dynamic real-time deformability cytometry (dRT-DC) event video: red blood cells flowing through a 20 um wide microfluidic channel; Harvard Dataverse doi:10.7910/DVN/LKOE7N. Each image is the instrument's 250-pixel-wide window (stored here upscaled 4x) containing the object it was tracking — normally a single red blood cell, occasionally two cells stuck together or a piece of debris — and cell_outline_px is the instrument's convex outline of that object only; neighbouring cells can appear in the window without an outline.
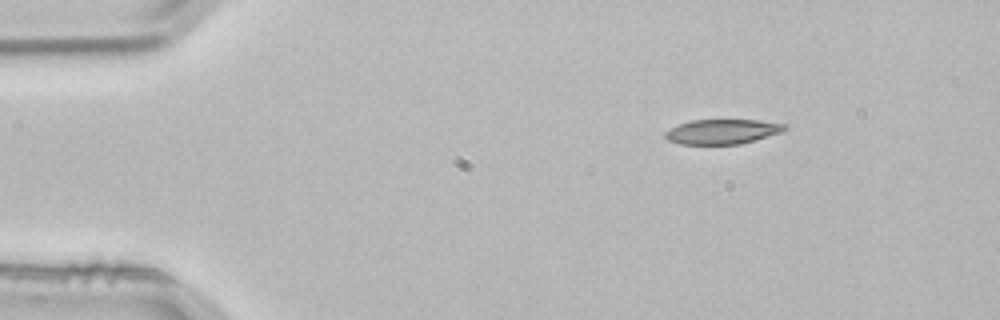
{"species": "common noctule bat (a hibernating species)", "species_latin": "Nyctalus noctula", "temperature_condition": "room temperature", "stored_images_in_passage": 3, "camera_frame_rate_fps": 3000, "um_per_image_px": 0.085, "animal": {"sex": "male", "body_mass_g": 21.5, "forearm_length_mm": 52.0}, "frame": {"image": 1, "passage_image": 1, "time_ms": 0.0, "image_size_px": [1000, 320], "cell_outline_px": [[788, 128], [780, 132], [740, 144], [680, 144], [668, 140], [664, 136], [664, 132], [680, 124], [692, 120], [756, 120], [788, 124]], "centroid_in_image_um": [61.4, 11.18], "position_along_channel_um": 23.6, "area_um2": 17.05}}
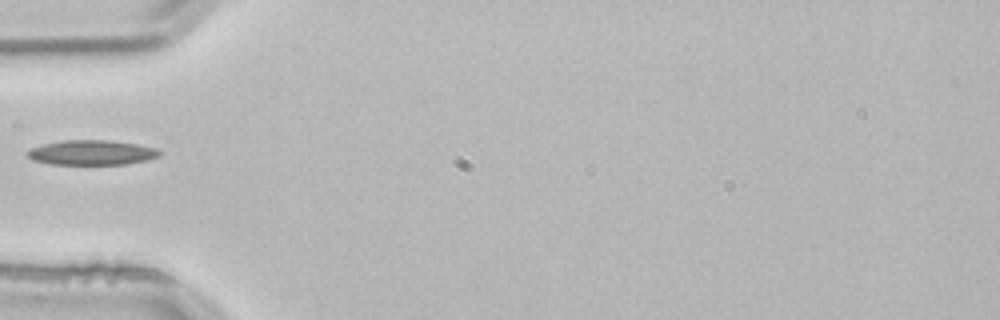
{"frame": {"image": 2, "passage_image": 3, "time_ms": 0.667, "image_size_px": [1000, 320], "cell_outline_px": [[164, 152], [160, 156], [128, 164], [52, 164], [32, 160], [24, 152], [32, 148], [44, 144], [64, 140], [112, 140], [136, 144], [156, 148]], "centroid_in_image_um": [7.81, 12.96], "position_along_channel_um": 77.2, "area_um2": 19.13}}